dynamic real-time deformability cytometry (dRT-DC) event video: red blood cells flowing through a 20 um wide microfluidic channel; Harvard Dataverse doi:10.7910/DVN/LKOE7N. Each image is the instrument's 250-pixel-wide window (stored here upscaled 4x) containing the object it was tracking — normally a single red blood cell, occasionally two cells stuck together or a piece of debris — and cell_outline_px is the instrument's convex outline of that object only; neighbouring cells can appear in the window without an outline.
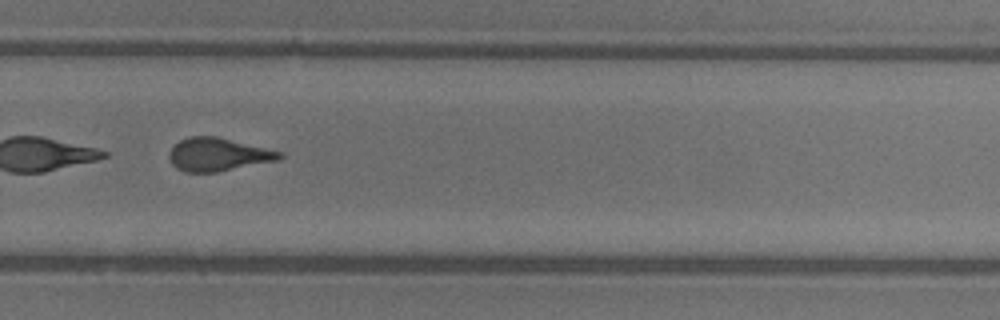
{"species": "common noctule bat (a hibernating species)", "species_latin": "Nyctalus noctula", "temperature_condition": "warm", "stored_images_in_passage": 34, "camera_frame_rate_fps": 3000, "um_per_image_px": 0.085, "animal": {"sex": "female"}, "frame": {"image": 1, "passage_image": 20, "time_ms": 6.333, "image_size_px": [1000, 320], "cell_outline_px": [[284, 156], [280, 160], [216, 172], [184, 172], [176, 168], [172, 164], [168, 156], [168, 152], [180, 140], [188, 136], [216, 136], [284, 152]], "centroid_in_image_um": [18.55, 13.13], "position_along_channel_um": 311.3, "area_um2": 21.44}, "authors_computed_cell_mechanics": {"area_um2": 22.0507, "velocity_mm_per_s": 4.4169, "shape_relaxation_time_tau1_ms": 5.3614, "shape_relaxation_time_tau2_ms": 1.1114, "deformation_change_tau1": 0.1607, "deformation_change_tau2": 0.0953}}